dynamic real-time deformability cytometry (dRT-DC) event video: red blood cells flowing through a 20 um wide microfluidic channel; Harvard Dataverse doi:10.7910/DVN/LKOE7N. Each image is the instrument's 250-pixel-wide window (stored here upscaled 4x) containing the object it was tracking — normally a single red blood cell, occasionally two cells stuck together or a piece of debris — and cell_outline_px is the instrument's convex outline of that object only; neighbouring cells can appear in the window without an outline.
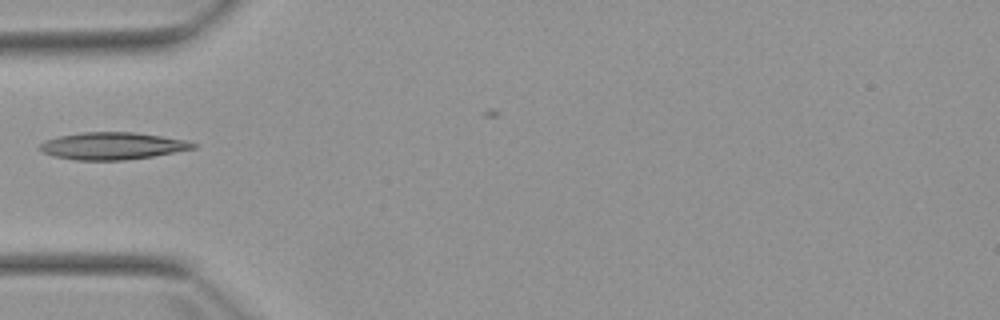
{"species": "Egyptian fruit bat (a non-hibernating species)", "species_latin": "Rousettus aegyptiacus", "temperature_condition": "warm", "stored_images_in_passage": 4, "camera_frame_rate_fps": 3000, "um_per_image_px": 0.085, "animal": {"sex": "female"}, "frame": {"image": 1, "passage_image": 3, "time_ms": 2.667, "image_size_px": [1000, 320], "cell_outline_px": [[196, 148], [152, 156], [124, 160], [76, 160], [56, 156], [44, 152], [36, 148], [44, 140], [60, 136], [84, 132], [136, 132], [188, 140], [196, 144]], "centroid_in_image_um": [9.56, 12.39], "position_along_channel_um": 75.4, "area_um2": 24.22}}